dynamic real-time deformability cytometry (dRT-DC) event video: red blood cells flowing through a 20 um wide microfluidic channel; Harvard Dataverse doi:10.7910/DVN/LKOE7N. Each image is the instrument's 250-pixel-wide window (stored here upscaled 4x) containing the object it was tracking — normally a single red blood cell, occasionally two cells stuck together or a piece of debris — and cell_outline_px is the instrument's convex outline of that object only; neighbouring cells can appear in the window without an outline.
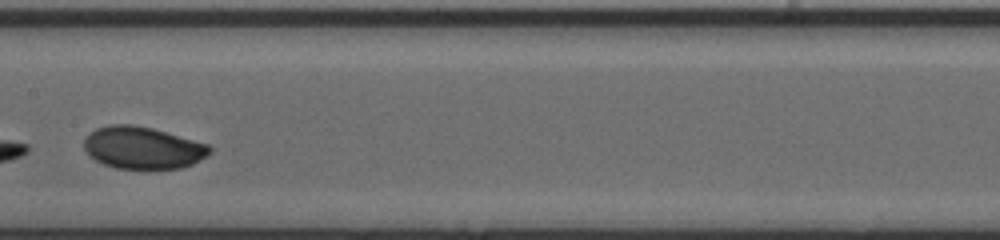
{"species": "human", "species_latin": "Homo sapiens", "temperature_condition": "cold", "stored_images_in_passage": 31, "segment_of_instrument_passage": [2, 2], "camera_frame_rate_fps": 3000, "um_per_image_px": 0.085, "donor": {"sex": "male"}, "frame": {"image": 1, "passage_image": 15, "time_ms": 4.667, "image_size_px": [1000, 240], "cell_outline_px": [[212, 152], [192, 164], [180, 168], [116, 168], [104, 164], [88, 156], [84, 148], [84, 140], [96, 128], [108, 124], [132, 124], [152, 128], [208, 144], [212, 148]], "centroid_in_image_um": [12.12, 12.55], "position_along_channel_um": 195.3, "area_um2": 30.69}}
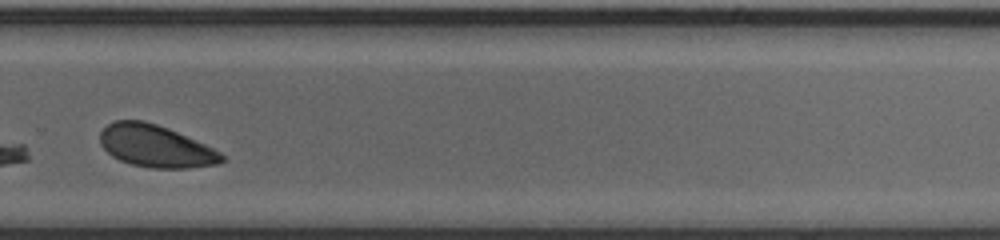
{"frame": {"image": 2, "passage_image": 24, "time_ms": 7.667, "image_size_px": [1000, 240], "cell_outline_px": [[224, 160], [216, 164], [188, 168], [152, 168], [132, 164], [120, 160], [112, 156], [100, 144], [100, 132], [108, 124], [116, 120], [144, 120], [168, 128], [204, 144], [220, 152], [224, 156]], "centroid_in_image_um": [13.2, 12.42], "position_along_channel_um": 316.6, "area_um2": 29.65}}
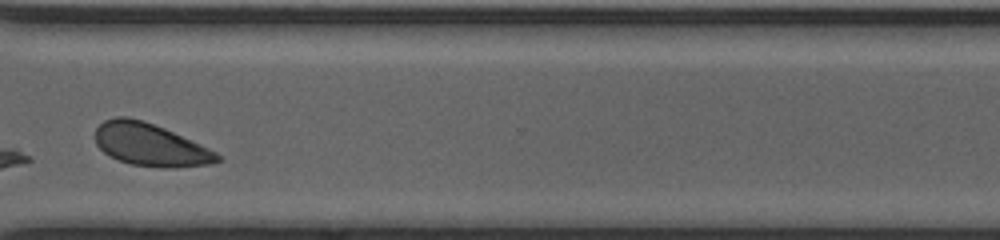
{"frame": {"image": 3, "passage_image": 27, "time_ms": 8.667, "image_size_px": [1000, 240], "cell_outline_px": [[224, 156], [220, 160], [212, 164], [176, 168], [168, 168], [132, 164], [108, 156], [96, 144], [96, 128], [104, 120], [116, 116], [128, 116], [164, 128], [208, 148]], "centroid_in_image_um": [12.78, 12.31], "position_along_channel_um": 357.8, "area_um2": 30.11}}